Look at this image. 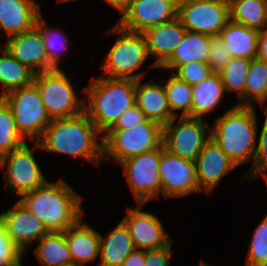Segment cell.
<instances>
[{
  "instance_id": "1",
  "label": "cell",
  "mask_w": 267,
  "mask_h": 266,
  "mask_svg": "<svg viewBox=\"0 0 267 266\" xmlns=\"http://www.w3.org/2000/svg\"><path fill=\"white\" fill-rule=\"evenodd\" d=\"M99 133L83 112L75 117L51 120L38 142L42 150L80 157L97 166L103 161V136Z\"/></svg>"
},
{
  "instance_id": "2",
  "label": "cell",
  "mask_w": 267,
  "mask_h": 266,
  "mask_svg": "<svg viewBox=\"0 0 267 266\" xmlns=\"http://www.w3.org/2000/svg\"><path fill=\"white\" fill-rule=\"evenodd\" d=\"M18 201L43 222L48 232H64L84 214L83 197L63 178L35 188Z\"/></svg>"
},
{
  "instance_id": "3",
  "label": "cell",
  "mask_w": 267,
  "mask_h": 266,
  "mask_svg": "<svg viewBox=\"0 0 267 266\" xmlns=\"http://www.w3.org/2000/svg\"><path fill=\"white\" fill-rule=\"evenodd\" d=\"M92 80L83 89L86 96L84 100H88L84 103V112L97 127L99 135L103 136L127 109L136 104V81L106 76Z\"/></svg>"
},
{
  "instance_id": "4",
  "label": "cell",
  "mask_w": 267,
  "mask_h": 266,
  "mask_svg": "<svg viewBox=\"0 0 267 266\" xmlns=\"http://www.w3.org/2000/svg\"><path fill=\"white\" fill-rule=\"evenodd\" d=\"M257 133L256 111L252 106L235 105L211 126V138L236 167L250 161L253 165Z\"/></svg>"
},
{
  "instance_id": "5",
  "label": "cell",
  "mask_w": 267,
  "mask_h": 266,
  "mask_svg": "<svg viewBox=\"0 0 267 266\" xmlns=\"http://www.w3.org/2000/svg\"><path fill=\"white\" fill-rule=\"evenodd\" d=\"M117 33L115 43L103 60V76L131 80H142L144 73H136L147 60L148 53L143 33L129 31L115 24L107 35Z\"/></svg>"
},
{
  "instance_id": "6",
  "label": "cell",
  "mask_w": 267,
  "mask_h": 266,
  "mask_svg": "<svg viewBox=\"0 0 267 266\" xmlns=\"http://www.w3.org/2000/svg\"><path fill=\"white\" fill-rule=\"evenodd\" d=\"M163 127L145 120L130 129H110L103 134V161L113 158L121 163L127 158L158 149L162 145Z\"/></svg>"
},
{
  "instance_id": "7",
  "label": "cell",
  "mask_w": 267,
  "mask_h": 266,
  "mask_svg": "<svg viewBox=\"0 0 267 266\" xmlns=\"http://www.w3.org/2000/svg\"><path fill=\"white\" fill-rule=\"evenodd\" d=\"M33 83L51 120L71 118L84 112L86 101L78 99L70 79L62 69L37 73Z\"/></svg>"
},
{
  "instance_id": "8",
  "label": "cell",
  "mask_w": 267,
  "mask_h": 266,
  "mask_svg": "<svg viewBox=\"0 0 267 266\" xmlns=\"http://www.w3.org/2000/svg\"><path fill=\"white\" fill-rule=\"evenodd\" d=\"M10 108L20 134L38 141L51 119L48 116L37 86L32 83L1 97Z\"/></svg>"
},
{
  "instance_id": "9",
  "label": "cell",
  "mask_w": 267,
  "mask_h": 266,
  "mask_svg": "<svg viewBox=\"0 0 267 266\" xmlns=\"http://www.w3.org/2000/svg\"><path fill=\"white\" fill-rule=\"evenodd\" d=\"M172 118L163 126L162 144L170 154L195 161L205 144L211 139V125L204 119L184 116Z\"/></svg>"
},
{
  "instance_id": "10",
  "label": "cell",
  "mask_w": 267,
  "mask_h": 266,
  "mask_svg": "<svg viewBox=\"0 0 267 266\" xmlns=\"http://www.w3.org/2000/svg\"><path fill=\"white\" fill-rule=\"evenodd\" d=\"M34 142L31 149L27 143H24L20 147L0 157V167L3 169L7 167L4 174L7 182L6 189L10 187L11 192L17 195V200L24 194L48 182L33 153L36 149L42 151L41 146L38 141Z\"/></svg>"
},
{
  "instance_id": "11",
  "label": "cell",
  "mask_w": 267,
  "mask_h": 266,
  "mask_svg": "<svg viewBox=\"0 0 267 266\" xmlns=\"http://www.w3.org/2000/svg\"><path fill=\"white\" fill-rule=\"evenodd\" d=\"M177 18L187 31L218 36L230 20L228 0H178Z\"/></svg>"
},
{
  "instance_id": "12",
  "label": "cell",
  "mask_w": 267,
  "mask_h": 266,
  "mask_svg": "<svg viewBox=\"0 0 267 266\" xmlns=\"http://www.w3.org/2000/svg\"><path fill=\"white\" fill-rule=\"evenodd\" d=\"M161 146L153 151L135 155L119 163L137 203L158 199L161 193L159 163Z\"/></svg>"
},
{
  "instance_id": "13",
  "label": "cell",
  "mask_w": 267,
  "mask_h": 266,
  "mask_svg": "<svg viewBox=\"0 0 267 266\" xmlns=\"http://www.w3.org/2000/svg\"><path fill=\"white\" fill-rule=\"evenodd\" d=\"M158 170L161 194L164 198L184 197L194 192H202L196 177L195 161L170 154L163 144Z\"/></svg>"
},
{
  "instance_id": "14",
  "label": "cell",
  "mask_w": 267,
  "mask_h": 266,
  "mask_svg": "<svg viewBox=\"0 0 267 266\" xmlns=\"http://www.w3.org/2000/svg\"><path fill=\"white\" fill-rule=\"evenodd\" d=\"M177 4L178 0H131L117 24L129 31L143 33L177 18Z\"/></svg>"
},
{
  "instance_id": "15",
  "label": "cell",
  "mask_w": 267,
  "mask_h": 266,
  "mask_svg": "<svg viewBox=\"0 0 267 266\" xmlns=\"http://www.w3.org/2000/svg\"><path fill=\"white\" fill-rule=\"evenodd\" d=\"M143 203L136 208H127L122 221L128 227L133 244L139 250H155L167 246L173 239L154 214L142 210Z\"/></svg>"
},
{
  "instance_id": "16",
  "label": "cell",
  "mask_w": 267,
  "mask_h": 266,
  "mask_svg": "<svg viewBox=\"0 0 267 266\" xmlns=\"http://www.w3.org/2000/svg\"><path fill=\"white\" fill-rule=\"evenodd\" d=\"M0 219L11 240L24 252L28 245L49 233L43 222L19 201L6 212H1Z\"/></svg>"
},
{
  "instance_id": "17",
  "label": "cell",
  "mask_w": 267,
  "mask_h": 266,
  "mask_svg": "<svg viewBox=\"0 0 267 266\" xmlns=\"http://www.w3.org/2000/svg\"><path fill=\"white\" fill-rule=\"evenodd\" d=\"M3 45L15 59L35 74L55 69L48 62L41 32L36 25L28 31L8 38Z\"/></svg>"
},
{
  "instance_id": "18",
  "label": "cell",
  "mask_w": 267,
  "mask_h": 266,
  "mask_svg": "<svg viewBox=\"0 0 267 266\" xmlns=\"http://www.w3.org/2000/svg\"><path fill=\"white\" fill-rule=\"evenodd\" d=\"M199 188L206 194L212 193L222 178L236 168L225 152L211 138L195 160Z\"/></svg>"
},
{
  "instance_id": "19",
  "label": "cell",
  "mask_w": 267,
  "mask_h": 266,
  "mask_svg": "<svg viewBox=\"0 0 267 266\" xmlns=\"http://www.w3.org/2000/svg\"><path fill=\"white\" fill-rule=\"evenodd\" d=\"M186 31L178 18H175L150 27L143 32L148 56L155 57L151 67L160 68L172 56L175 47L183 39Z\"/></svg>"
},
{
  "instance_id": "20",
  "label": "cell",
  "mask_w": 267,
  "mask_h": 266,
  "mask_svg": "<svg viewBox=\"0 0 267 266\" xmlns=\"http://www.w3.org/2000/svg\"><path fill=\"white\" fill-rule=\"evenodd\" d=\"M41 12L35 0H0V36L1 30L10 38L32 29Z\"/></svg>"
},
{
  "instance_id": "21",
  "label": "cell",
  "mask_w": 267,
  "mask_h": 266,
  "mask_svg": "<svg viewBox=\"0 0 267 266\" xmlns=\"http://www.w3.org/2000/svg\"><path fill=\"white\" fill-rule=\"evenodd\" d=\"M82 221L81 217L63 232L75 266H87L99 256V232Z\"/></svg>"
},
{
  "instance_id": "22",
  "label": "cell",
  "mask_w": 267,
  "mask_h": 266,
  "mask_svg": "<svg viewBox=\"0 0 267 266\" xmlns=\"http://www.w3.org/2000/svg\"><path fill=\"white\" fill-rule=\"evenodd\" d=\"M136 81V105L144 112L147 120L165 126L174 116L169 108L164 84Z\"/></svg>"
},
{
  "instance_id": "23",
  "label": "cell",
  "mask_w": 267,
  "mask_h": 266,
  "mask_svg": "<svg viewBox=\"0 0 267 266\" xmlns=\"http://www.w3.org/2000/svg\"><path fill=\"white\" fill-rule=\"evenodd\" d=\"M136 248L130 231L121 220L108 232L107 237L99 233V262L97 266H120L129 254Z\"/></svg>"
},
{
  "instance_id": "24",
  "label": "cell",
  "mask_w": 267,
  "mask_h": 266,
  "mask_svg": "<svg viewBox=\"0 0 267 266\" xmlns=\"http://www.w3.org/2000/svg\"><path fill=\"white\" fill-rule=\"evenodd\" d=\"M212 36L186 31L183 39L175 47L172 56L160 67L171 69L173 73L179 66L190 62H206Z\"/></svg>"
},
{
  "instance_id": "25",
  "label": "cell",
  "mask_w": 267,
  "mask_h": 266,
  "mask_svg": "<svg viewBox=\"0 0 267 266\" xmlns=\"http://www.w3.org/2000/svg\"><path fill=\"white\" fill-rule=\"evenodd\" d=\"M259 31L229 20L219 33L232 58L253 59L257 55Z\"/></svg>"
},
{
  "instance_id": "26",
  "label": "cell",
  "mask_w": 267,
  "mask_h": 266,
  "mask_svg": "<svg viewBox=\"0 0 267 266\" xmlns=\"http://www.w3.org/2000/svg\"><path fill=\"white\" fill-rule=\"evenodd\" d=\"M225 87L218 73H213L207 79L192 86L191 117L203 119L217 109L223 100Z\"/></svg>"
},
{
  "instance_id": "27",
  "label": "cell",
  "mask_w": 267,
  "mask_h": 266,
  "mask_svg": "<svg viewBox=\"0 0 267 266\" xmlns=\"http://www.w3.org/2000/svg\"><path fill=\"white\" fill-rule=\"evenodd\" d=\"M238 106H252L254 102L267 109V62L251 59L244 93L239 97ZM266 104V105H265Z\"/></svg>"
},
{
  "instance_id": "28",
  "label": "cell",
  "mask_w": 267,
  "mask_h": 266,
  "mask_svg": "<svg viewBox=\"0 0 267 266\" xmlns=\"http://www.w3.org/2000/svg\"><path fill=\"white\" fill-rule=\"evenodd\" d=\"M0 52V84L4 88L0 97L34 82L35 73L32 70L21 64L5 48L1 49V46Z\"/></svg>"
},
{
  "instance_id": "29",
  "label": "cell",
  "mask_w": 267,
  "mask_h": 266,
  "mask_svg": "<svg viewBox=\"0 0 267 266\" xmlns=\"http://www.w3.org/2000/svg\"><path fill=\"white\" fill-rule=\"evenodd\" d=\"M37 243L34 253L42 266L73 265L63 232H49Z\"/></svg>"
},
{
  "instance_id": "30",
  "label": "cell",
  "mask_w": 267,
  "mask_h": 266,
  "mask_svg": "<svg viewBox=\"0 0 267 266\" xmlns=\"http://www.w3.org/2000/svg\"><path fill=\"white\" fill-rule=\"evenodd\" d=\"M230 20L246 27L265 30L266 2L263 0H228Z\"/></svg>"
},
{
  "instance_id": "31",
  "label": "cell",
  "mask_w": 267,
  "mask_h": 266,
  "mask_svg": "<svg viewBox=\"0 0 267 266\" xmlns=\"http://www.w3.org/2000/svg\"><path fill=\"white\" fill-rule=\"evenodd\" d=\"M169 108L174 117H178L177 111H181V117H191L192 85L180 80L173 73L164 84Z\"/></svg>"
},
{
  "instance_id": "32",
  "label": "cell",
  "mask_w": 267,
  "mask_h": 266,
  "mask_svg": "<svg viewBox=\"0 0 267 266\" xmlns=\"http://www.w3.org/2000/svg\"><path fill=\"white\" fill-rule=\"evenodd\" d=\"M36 26L40 29L48 62L55 69H60V58L68 48V38L61 30H52L48 27L42 14L37 18Z\"/></svg>"
},
{
  "instance_id": "33",
  "label": "cell",
  "mask_w": 267,
  "mask_h": 266,
  "mask_svg": "<svg viewBox=\"0 0 267 266\" xmlns=\"http://www.w3.org/2000/svg\"><path fill=\"white\" fill-rule=\"evenodd\" d=\"M24 143H26V139L18 131L10 108L0 98V157Z\"/></svg>"
},
{
  "instance_id": "34",
  "label": "cell",
  "mask_w": 267,
  "mask_h": 266,
  "mask_svg": "<svg viewBox=\"0 0 267 266\" xmlns=\"http://www.w3.org/2000/svg\"><path fill=\"white\" fill-rule=\"evenodd\" d=\"M251 59L232 58L218 73L224 84L225 91H234L238 98L244 93L245 82Z\"/></svg>"
},
{
  "instance_id": "35",
  "label": "cell",
  "mask_w": 267,
  "mask_h": 266,
  "mask_svg": "<svg viewBox=\"0 0 267 266\" xmlns=\"http://www.w3.org/2000/svg\"><path fill=\"white\" fill-rule=\"evenodd\" d=\"M246 257V266H267V215L255 227Z\"/></svg>"
},
{
  "instance_id": "36",
  "label": "cell",
  "mask_w": 267,
  "mask_h": 266,
  "mask_svg": "<svg viewBox=\"0 0 267 266\" xmlns=\"http://www.w3.org/2000/svg\"><path fill=\"white\" fill-rule=\"evenodd\" d=\"M24 255L25 252L11 240L0 219V266H22Z\"/></svg>"
},
{
  "instance_id": "37",
  "label": "cell",
  "mask_w": 267,
  "mask_h": 266,
  "mask_svg": "<svg viewBox=\"0 0 267 266\" xmlns=\"http://www.w3.org/2000/svg\"><path fill=\"white\" fill-rule=\"evenodd\" d=\"M214 72L211 70L207 62H190L179 66L173 74L180 80L187 82L189 85H197L204 79H207Z\"/></svg>"
},
{
  "instance_id": "38",
  "label": "cell",
  "mask_w": 267,
  "mask_h": 266,
  "mask_svg": "<svg viewBox=\"0 0 267 266\" xmlns=\"http://www.w3.org/2000/svg\"><path fill=\"white\" fill-rule=\"evenodd\" d=\"M209 48L206 62L214 73H219L232 57L219 36L211 37Z\"/></svg>"
},
{
  "instance_id": "39",
  "label": "cell",
  "mask_w": 267,
  "mask_h": 266,
  "mask_svg": "<svg viewBox=\"0 0 267 266\" xmlns=\"http://www.w3.org/2000/svg\"><path fill=\"white\" fill-rule=\"evenodd\" d=\"M265 119L262 125L260 136L257 143L256 155L253 165L247 172L246 178L250 180L255 174L267 171V109L265 108Z\"/></svg>"
},
{
  "instance_id": "40",
  "label": "cell",
  "mask_w": 267,
  "mask_h": 266,
  "mask_svg": "<svg viewBox=\"0 0 267 266\" xmlns=\"http://www.w3.org/2000/svg\"><path fill=\"white\" fill-rule=\"evenodd\" d=\"M146 120L144 112L135 104L127 109L111 129H130Z\"/></svg>"
},
{
  "instance_id": "41",
  "label": "cell",
  "mask_w": 267,
  "mask_h": 266,
  "mask_svg": "<svg viewBox=\"0 0 267 266\" xmlns=\"http://www.w3.org/2000/svg\"><path fill=\"white\" fill-rule=\"evenodd\" d=\"M173 240L165 247L145 251L144 266H170Z\"/></svg>"
},
{
  "instance_id": "42",
  "label": "cell",
  "mask_w": 267,
  "mask_h": 266,
  "mask_svg": "<svg viewBox=\"0 0 267 266\" xmlns=\"http://www.w3.org/2000/svg\"><path fill=\"white\" fill-rule=\"evenodd\" d=\"M145 250L135 249L120 266H144Z\"/></svg>"
},
{
  "instance_id": "43",
  "label": "cell",
  "mask_w": 267,
  "mask_h": 266,
  "mask_svg": "<svg viewBox=\"0 0 267 266\" xmlns=\"http://www.w3.org/2000/svg\"><path fill=\"white\" fill-rule=\"evenodd\" d=\"M257 59L267 62V30H262L258 34Z\"/></svg>"
},
{
  "instance_id": "44",
  "label": "cell",
  "mask_w": 267,
  "mask_h": 266,
  "mask_svg": "<svg viewBox=\"0 0 267 266\" xmlns=\"http://www.w3.org/2000/svg\"><path fill=\"white\" fill-rule=\"evenodd\" d=\"M131 0H106L111 6L121 12L122 14L128 9Z\"/></svg>"
},
{
  "instance_id": "45",
  "label": "cell",
  "mask_w": 267,
  "mask_h": 266,
  "mask_svg": "<svg viewBox=\"0 0 267 266\" xmlns=\"http://www.w3.org/2000/svg\"><path fill=\"white\" fill-rule=\"evenodd\" d=\"M260 175H262V176L264 177V180H265L266 185H267V171H264V172L255 174V175L251 178V180H253V179H257Z\"/></svg>"
},
{
  "instance_id": "46",
  "label": "cell",
  "mask_w": 267,
  "mask_h": 266,
  "mask_svg": "<svg viewBox=\"0 0 267 266\" xmlns=\"http://www.w3.org/2000/svg\"><path fill=\"white\" fill-rule=\"evenodd\" d=\"M199 266H210L205 261L200 260Z\"/></svg>"
},
{
  "instance_id": "47",
  "label": "cell",
  "mask_w": 267,
  "mask_h": 266,
  "mask_svg": "<svg viewBox=\"0 0 267 266\" xmlns=\"http://www.w3.org/2000/svg\"><path fill=\"white\" fill-rule=\"evenodd\" d=\"M58 3H64V2H67V1H76V0H57Z\"/></svg>"
},
{
  "instance_id": "48",
  "label": "cell",
  "mask_w": 267,
  "mask_h": 266,
  "mask_svg": "<svg viewBox=\"0 0 267 266\" xmlns=\"http://www.w3.org/2000/svg\"><path fill=\"white\" fill-rule=\"evenodd\" d=\"M265 29L267 30V1H266V25H265Z\"/></svg>"
}]
</instances>
